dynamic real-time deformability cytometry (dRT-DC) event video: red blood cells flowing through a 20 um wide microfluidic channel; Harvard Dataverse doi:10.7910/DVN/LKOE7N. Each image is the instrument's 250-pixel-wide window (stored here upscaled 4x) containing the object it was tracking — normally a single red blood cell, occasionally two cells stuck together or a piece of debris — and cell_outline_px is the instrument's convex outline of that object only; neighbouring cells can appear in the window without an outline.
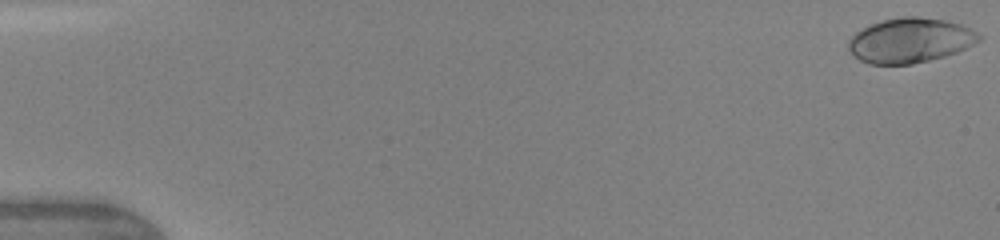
{"species": "human", "species_latin": "Homo sapiens", "temperature_condition": "warm", "stored_images_in_passage": 7, "camera_frame_rate_fps": 3000, "um_per_image_px": 0.085, "donor": {"sex": "female"}, "frame": {"image": 1, "passage_image": 1, "time_ms": 0.0, "image_size_px": [1000, 240], "cell_outline_px": [[980, 40], [956, 52], [944, 56], [912, 64], [868, 64], [860, 60], [848, 48], [848, 40], [856, 32], [872, 24], [884, 20], [900, 16], [920, 16], [944, 20], [960, 24], [976, 32], [980, 36]], "centroid_in_image_um": [77.34, 3.43], "position_along_channel_um": 7.7, "area_um2": 33.64}}
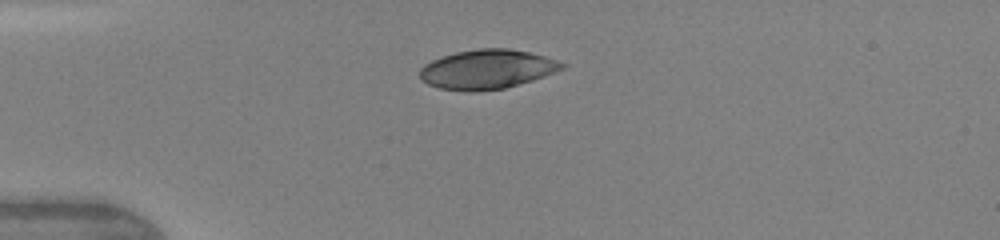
{"frame": {"image": 2, "passage_image": 5, "time_ms": 4.0, "image_size_px": [1000, 240], "cell_outline_px": [[568, 64], [564, 68], [544, 76], [532, 80], [504, 88], [476, 92], [468, 92], [440, 88], [428, 84], [420, 80], [420, 68], [424, 64], [432, 60], [456, 52], [480, 48], [508, 48], [528, 52], [544, 56]], "centroid_in_image_um": [41.38, 5.89], "position_along_channel_um": 43.6, "area_um2": 32.54}}